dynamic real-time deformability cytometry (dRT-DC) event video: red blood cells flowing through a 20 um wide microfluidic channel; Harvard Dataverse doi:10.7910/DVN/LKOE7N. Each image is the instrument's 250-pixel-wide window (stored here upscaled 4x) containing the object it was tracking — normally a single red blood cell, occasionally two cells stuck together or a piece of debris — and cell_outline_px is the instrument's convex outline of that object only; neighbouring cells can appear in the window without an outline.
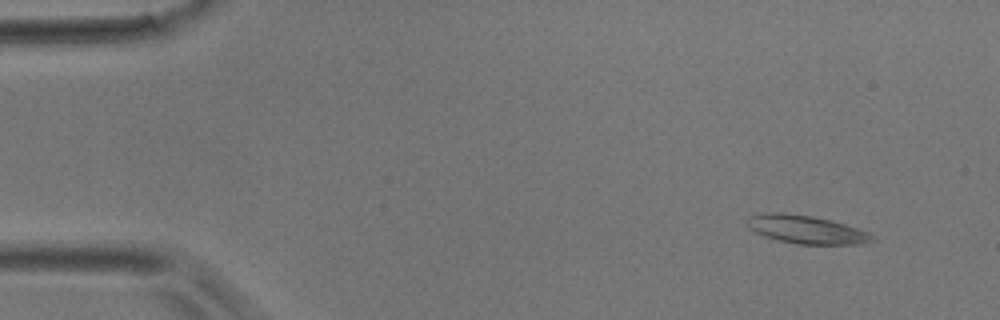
{"species": "common noctule bat (a hibernating species)", "species_latin": "Nyctalus noctula", "temperature_condition": "room temperature", "stored_images_in_passage": 5, "camera_frame_rate_fps": 3000, "um_per_image_px": 0.085, "animal": {"sex": "male", "body_mass_g": 17.9}, "frame": {"image": 1, "passage_image": 2, "time_ms": 0.333, "image_size_px": [1000, 320], "cell_outline_px": [[876, 236], [872, 240], [864, 244], [796, 244], [776, 240], [764, 236], [748, 228], [744, 224], [744, 220], [748, 216], [768, 212], [784, 212], [812, 216], [832, 220], [868, 232]], "centroid_in_image_um": [68.46, 19.5], "position_along_channel_um": 16.5, "area_um2": 20.87}}
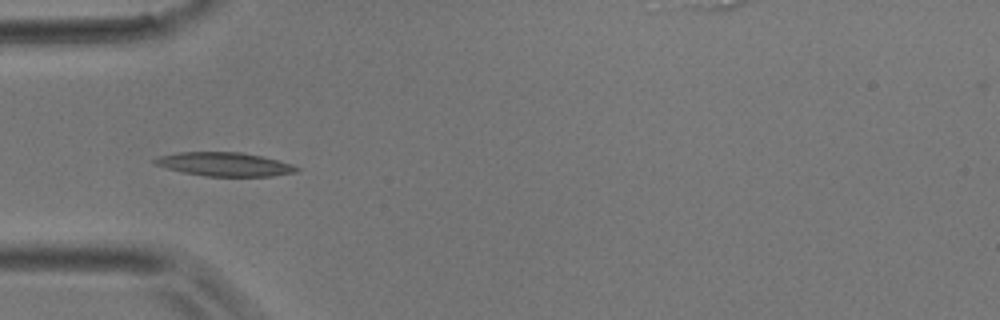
{"frame": {"image": 2, "passage_image": 5, "time_ms": 1.333, "image_size_px": [1000, 320], "cell_outline_px": [[300, 168], [296, 172], [272, 176], [204, 176], [184, 172], [168, 168], [156, 164], [152, 160], [160, 156], [176, 152], [240, 152], [260, 156], [292, 164]], "centroid_in_image_um": [19.09, 13.96], "position_along_channel_um": 65.9, "area_um2": 19.36}}